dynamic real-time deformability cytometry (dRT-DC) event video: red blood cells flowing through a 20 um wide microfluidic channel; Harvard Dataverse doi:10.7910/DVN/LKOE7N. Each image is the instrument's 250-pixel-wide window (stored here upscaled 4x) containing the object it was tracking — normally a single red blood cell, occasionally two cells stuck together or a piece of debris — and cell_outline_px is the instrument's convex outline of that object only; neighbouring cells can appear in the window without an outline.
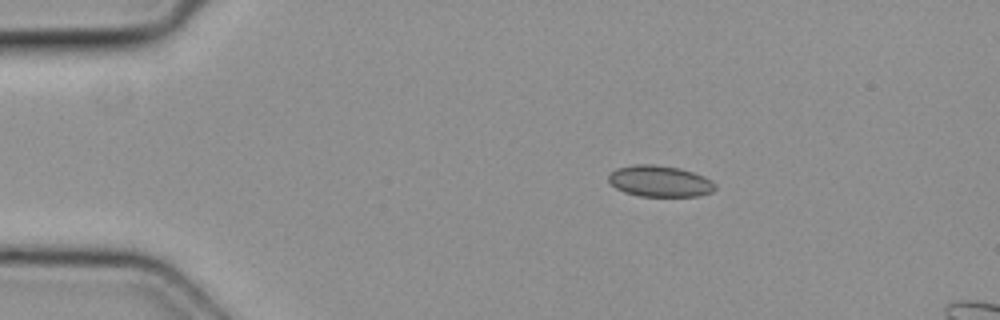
{"species": "common noctule bat (a hibernating species)", "species_latin": "Nyctalus noctula", "temperature_condition": "cold", "stored_images_in_passage": 9, "camera_frame_rate_fps": 3000, "um_per_image_px": 0.085, "animal": {"sex": "female", "body_mass_g": 19.3, "forearm_length_mm": 54.1}, "frame": {"image": 1, "passage_image": 2, "time_ms": 0.333, "image_size_px": [1000, 320], "cell_outline_px": [[716, 188], [712, 192], [696, 196], [640, 196], [624, 192], [616, 188], [608, 180], [608, 176], [616, 168], [632, 164], [656, 164], [680, 168], [704, 176], [712, 180], [716, 184]], "centroid_in_image_um": [56.09, 15.39], "position_along_channel_um": 28.9, "area_um2": 19.54}}